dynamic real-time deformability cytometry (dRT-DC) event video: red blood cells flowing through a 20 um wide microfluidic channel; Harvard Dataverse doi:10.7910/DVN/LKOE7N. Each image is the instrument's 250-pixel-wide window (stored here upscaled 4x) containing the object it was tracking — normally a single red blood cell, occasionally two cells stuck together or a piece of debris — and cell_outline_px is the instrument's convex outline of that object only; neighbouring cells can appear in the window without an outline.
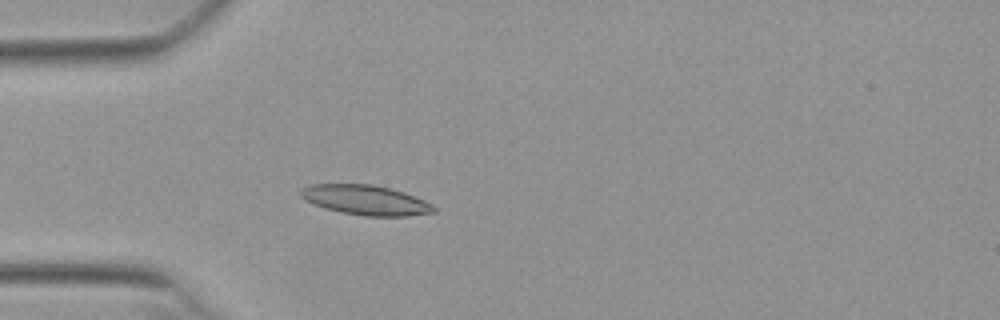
{"species": "Egyptian fruit bat (a non-hibernating species)", "species_latin": "Rousettus aegyptiacus", "temperature_condition": "warm", "stored_images_in_passage": 54, "camera_frame_rate_fps": 3000, "um_per_image_px": 0.085, "animal": {"sex": "female"}, "frame": {"image": 1, "passage_image": 16, "time_ms": 5.0, "image_size_px": [1000, 320], "cell_outline_px": [[436, 212], [408, 216], [364, 216], [340, 212], [324, 208], [304, 200], [300, 196], [300, 188], [312, 184], [372, 184], [392, 188], [404, 192], [424, 200], [432, 204], [436, 208]], "centroid_in_image_um": [31.07, 17.0], "position_along_channel_um": 53.9, "area_um2": 23.35}}
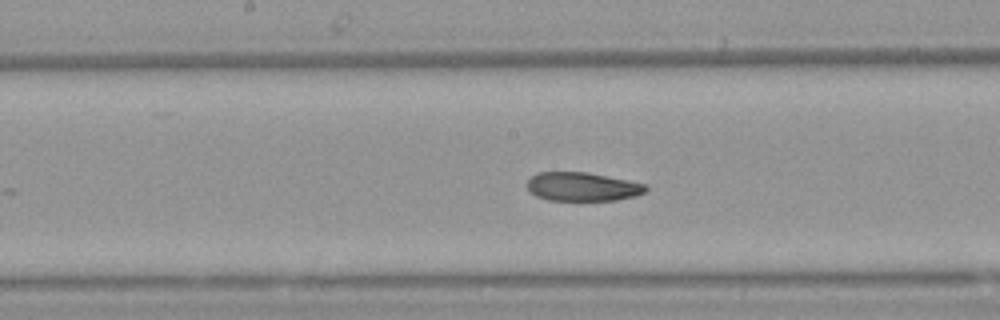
{"frame": {"image": 2, "passage_image": 28, "time_ms": 9.0, "image_size_px": [1000, 320], "cell_outline_px": [[648, 188], [644, 192], [636, 196], [616, 200], [548, 200], [536, 196], [524, 184], [536, 172], [588, 172], [648, 184]], "centroid_in_image_um": [49.51, 15.86], "position_along_channel_um": 198.7, "area_um2": 20.0}}
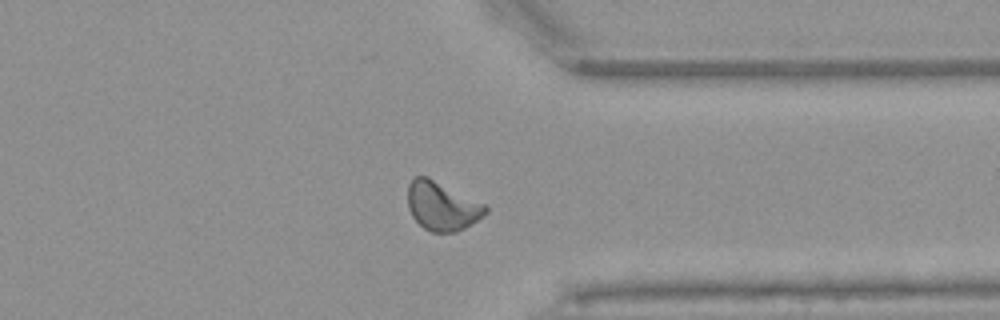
{"frame": {"image": 3, "passage_image": 42, "time_ms": 13.667, "image_size_px": [1000, 320], "cell_outline_px": [[488, 212], [484, 216], [464, 228], [456, 232], [432, 232], [424, 228], [412, 216], [408, 208], [408, 184], [416, 176], [428, 176], [484, 204], [488, 208]], "centroid_in_image_um": [37.57, 17.51], "position_along_channel_um": 373.8, "area_um2": 21.96}, "authors_computed_cell_mechanics": {"area_um2": 21.4438, "velocity_mm_per_s": 3.82, "shape_relaxation_time_tau1_ms": 7.3271, "shape_relaxation_time_tau2_ms": 4.5347, "deformation_change_tau1": 0.1634, "deformation_change_tau2": 0.0929}}